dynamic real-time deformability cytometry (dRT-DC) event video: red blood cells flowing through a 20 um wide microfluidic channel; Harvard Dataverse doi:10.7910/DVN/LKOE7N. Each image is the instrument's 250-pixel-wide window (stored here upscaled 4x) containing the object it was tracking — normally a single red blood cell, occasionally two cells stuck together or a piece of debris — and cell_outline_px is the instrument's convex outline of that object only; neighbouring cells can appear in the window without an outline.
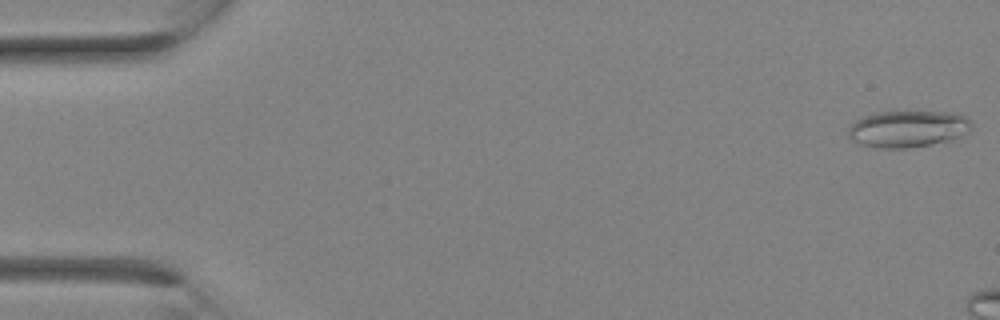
{"species": "Egyptian fruit bat (a non-hibernating species)", "species_latin": "Rousettus aegyptiacus", "temperature_condition": "room temperature", "stored_images_in_passage": 5, "camera_frame_rate_fps": 3000, "um_per_image_px": 0.085, "animal": {"sex": "female"}, "frame": {"image": 1, "passage_image": 1, "time_ms": 0.0, "image_size_px": [1000, 320], "cell_outline_px": [[972, 124], [968, 132], [952, 140], [908, 148], [880, 148], [860, 144], [852, 140], [848, 136], [848, 128], [856, 120], [872, 112], [952, 112], [964, 116]], "centroid_in_image_um": [77.14, 10.95], "position_along_channel_um": 7.9, "area_um2": 26.3}}